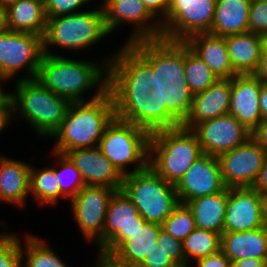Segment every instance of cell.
<instances>
[{
    "label": "cell",
    "mask_w": 267,
    "mask_h": 267,
    "mask_svg": "<svg viewBox=\"0 0 267 267\" xmlns=\"http://www.w3.org/2000/svg\"><path fill=\"white\" fill-rule=\"evenodd\" d=\"M128 45L152 68L149 96L165 105L182 124L193 100L185 78L184 41L161 37L137 40Z\"/></svg>",
    "instance_id": "1"
},
{
    "label": "cell",
    "mask_w": 267,
    "mask_h": 267,
    "mask_svg": "<svg viewBox=\"0 0 267 267\" xmlns=\"http://www.w3.org/2000/svg\"><path fill=\"white\" fill-rule=\"evenodd\" d=\"M88 101L72 102L66 117L51 138L53 151L65 154L72 149L99 146L107 126L116 117L108 88H98Z\"/></svg>",
    "instance_id": "2"
},
{
    "label": "cell",
    "mask_w": 267,
    "mask_h": 267,
    "mask_svg": "<svg viewBox=\"0 0 267 267\" xmlns=\"http://www.w3.org/2000/svg\"><path fill=\"white\" fill-rule=\"evenodd\" d=\"M36 79L46 88L71 102L85 101L92 88H108V62L86 61L44 54Z\"/></svg>",
    "instance_id": "3"
},
{
    "label": "cell",
    "mask_w": 267,
    "mask_h": 267,
    "mask_svg": "<svg viewBox=\"0 0 267 267\" xmlns=\"http://www.w3.org/2000/svg\"><path fill=\"white\" fill-rule=\"evenodd\" d=\"M8 98L11 115L18 112L41 136L51 137L60 127L70 104L65 97L46 88L36 78L18 79Z\"/></svg>",
    "instance_id": "4"
},
{
    "label": "cell",
    "mask_w": 267,
    "mask_h": 267,
    "mask_svg": "<svg viewBox=\"0 0 267 267\" xmlns=\"http://www.w3.org/2000/svg\"><path fill=\"white\" fill-rule=\"evenodd\" d=\"M203 154L198 138L191 129L179 126L150 133L149 165L173 185Z\"/></svg>",
    "instance_id": "5"
},
{
    "label": "cell",
    "mask_w": 267,
    "mask_h": 267,
    "mask_svg": "<svg viewBox=\"0 0 267 267\" xmlns=\"http://www.w3.org/2000/svg\"><path fill=\"white\" fill-rule=\"evenodd\" d=\"M122 190L145 221L162 224L178 207L175 185L163 179L150 165L123 177Z\"/></svg>",
    "instance_id": "6"
},
{
    "label": "cell",
    "mask_w": 267,
    "mask_h": 267,
    "mask_svg": "<svg viewBox=\"0 0 267 267\" xmlns=\"http://www.w3.org/2000/svg\"><path fill=\"white\" fill-rule=\"evenodd\" d=\"M108 35L102 6L95 10H79L77 13L47 18L43 51L44 54L58 55L49 50L51 45L69 51L89 49Z\"/></svg>",
    "instance_id": "7"
},
{
    "label": "cell",
    "mask_w": 267,
    "mask_h": 267,
    "mask_svg": "<svg viewBox=\"0 0 267 267\" xmlns=\"http://www.w3.org/2000/svg\"><path fill=\"white\" fill-rule=\"evenodd\" d=\"M149 139L147 130L115 117L103 133L98 147L125 176L149 165ZM130 164H135V167L127 171Z\"/></svg>",
    "instance_id": "8"
},
{
    "label": "cell",
    "mask_w": 267,
    "mask_h": 267,
    "mask_svg": "<svg viewBox=\"0 0 267 267\" xmlns=\"http://www.w3.org/2000/svg\"><path fill=\"white\" fill-rule=\"evenodd\" d=\"M108 62V91L113 101H142L152 88V68L128 45Z\"/></svg>",
    "instance_id": "9"
},
{
    "label": "cell",
    "mask_w": 267,
    "mask_h": 267,
    "mask_svg": "<svg viewBox=\"0 0 267 267\" xmlns=\"http://www.w3.org/2000/svg\"><path fill=\"white\" fill-rule=\"evenodd\" d=\"M43 55V37L39 35L10 30L0 34V74L6 81L23 68L26 76L19 80L36 78Z\"/></svg>",
    "instance_id": "10"
},
{
    "label": "cell",
    "mask_w": 267,
    "mask_h": 267,
    "mask_svg": "<svg viewBox=\"0 0 267 267\" xmlns=\"http://www.w3.org/2000/svg\"><path fill=\"white\" fill-rule=\"evenodd\" d=\"M216 0H170L162 25V37L185 41L191 35L210 32Z\"/></svg>",
    "instance_id": "11"
},
{
    "label": "cell",
    "mask_w": 267,
    "mask_h": 267,
    "mask_svg": "<svg viewBox=\"0 0 267 267\" xmlns=\"http://www.w3.org/2000/svg\"><path fill=\"white\" fill-rule=\"evenodd\" d=\"M116 189L85 185L71 200V210L84 238L103 247V229L108 203Z\"/></svg>",
    "instance_id": "12"
},
{
    "label": "cell",
    "mask_w": 267,
    "mask_h": 267,
    "mask_svg": "<svg viewBox=\"0 0 267 267\" xmlns=\"http://www.w3.org/2000/svg\"><path fill=\"white\" fill-rule=\"evenodd\" d=\"M101 6L109 34L124 22L135 26L125 44L162 37L161 22L148 11L142 0H104Z\"/></svg>",
    "instance_id": "13"
},
{
    "label": "cell",
    "mask_w": 267,
    "mask_h": 267,
    "mask_svg": "<svg viewBox=\"0 0 267 267\" xmlns=\"http://www.w3.org/2000/svg\"><path fill=\"white\" fill-rule=\"evenodd\" d=\"M267 156L252 137L218 157L221 175L227 188L252 187Z\"/></svg>",
    "instance_id": "14"
},
{
    "label": "cell",
    "mask_w": 267,
    "mask_h": 267,
    "mask_svg": "<svg viewBox=\"0 0 267 267\" xmlns=\"http://www.w3.org/2000/svg\"><path fill=\"white\" fill-rule=\"evenodd\" d=\"M191 130L203 153L215 157L245 143L252 133L230 114L199 122Z\"/></svg>",
    "instance_id": "15"
},
{
    "label": "cell",
    "mask_w": 267,
    "mask_h": 267,
    "mask_svg": "<svg viewBox=\"0 0 267 267\" xmlns=\"http://www.w3.org/2000/svg\"><path fill=\"white\" fill-rule=\"evenodd\" d=\"M144 222L127 194L116 190L108 203L101 250L113 253Z\"/></svg>",
    "instance_id": "16"
},
{
    "label": "cell",
    "mask_w": 267,
    "mask_h": 267,
    "mask_svg": "<svg viewBox=\"0 0 267 267\" xmlns=\"http://www.w3.org/2000/svg\"><path fill=\"white\" fill-rule=\"evenodd\" d=\"M227 187L223 182L218 157L203 154L175 185L181 204L206 195L216 194Z\"/></svg>",
    "instance_id": "17"
},
{
    "label": "cell",
    "mask_w": 267,
    "mask_h": 267,
    "mask_svg": "<svg viewBox=\"0 0 267 267\" xmlns=\"http://www.w3.org/2000/svg\"><path fill=\"white\" fill-rule=\"evenodd\" d=\"M264 196L252 187L228 188L223 232L251 231L263 227Z\"/></svg>",
    "instance_id": "18"
},
{
    "label": "cell",
    "mask_w": 267,
    "mask_h": 267,
    "mask_svg": "<svg viewBox=\"0 0 267 267\" xmlns=\"http://www.w3.org/2000/svg\"><path fill=\"white\" fill-rule=\"evenodd\" d=\"M80 171L85 185L107 186L122 189L123 175L96 147L72 149L65 153Z\"/></svg>",
    "instance_id": "19"
},
{
    "label": "cell",
    "mask_w": 267,
    "mask_h": 267,
    "mask_svg": "<svg viewBox=\"0 0 267 267\" xmlns=\"http://www.w3.org/2000/svg\"><path fill=\"white\" fill-rule=\"evenodd\" d=\"M261 86L262 82L255 74H237L231 79L228 114L251 132L263 120L259 105Z\"/></svg>",
    "instance_id": "20"
},
{
    "label": "cell",
    "mask_w": 267,
    "mask_h": 267,
    "mask_svg": "<svg viewBox=\"0 0 267 267\" xmlns=\"http://www.w3.org/2000/svg\"><path fill=\"white\" fill-rule=\"evenodd\" d=\"M116 118L133 123L149 133L181 126L165 105L148 95L142 101H113Z\"/></svg>",
    "instance_id": "21"
},
{
    "label": "cell",
    "mask_w": 267,
    "mask_h": 267,
    "mask_svg": "<svg viewBox=\"0 0 267 267\" xmlns=\"http://www.w3.org/2000/svg\"><path fill=\"white\" fill-rule=\"evenodd\" d=\"M231 79H219L206 90L193 94L192 106L182 127L192 129L197 123L228 114Z\"/></svg>",
    "instance_id": "22"
},
{
    "label": "cell",
    "mask_w": 267,
    "mask_h": 267,
    "mask_svg": "<svg viewBox=\"0 0 267 267\" xmlns=\"http://www.w3.org/2000/svg\"><path fill=\"white\" fill-rule=\"evenodd\" d=\"M185 42L218 79H232L237 75L224 37L209 32L197 33L188 37Z\"/></svg>",
    "instance_id": "23"
},
{
    "label": "cell",
    "mask_w": 267,
    "mask_h": 267,
    "mask_svg": "<svg viewBox=\"0 0 267 267\" xmlns=\"http://www.w3.org/2000/svg\"><path fill=\"white\" fill-rule=\"evenodd\" d=\"M30 169L26 162L0 156V201L25 206L30 194Z\"/></svg>",
    "instance_id": "24"
},
{
    "label": "cell",
    "mask_w": 267,
    "mask_h": 267,
    "mask_svg": "<svg viewBox=\"0 0 267 267\" xmlns=\"http://www.w3.org/2000/svg\"><path fill=\"white\" fill-rule=\"evenodd\" d=\"M221 251L231 263L244 258L267 260V229L263 226L251 231L223 232Z\"/></svg>",
    "instance_id": "25"
},
{
    "label": "cell",
    "mask_w": 267,
    "mask_h": 267,
    "mask_svg": "<svg viewBox=\"0 0 267 267\" xmlns=\"http://www.w3.org/2000/svg\"><path fill=\"white\" fill-rule=\"evenodd\" d=\"M228 54L237 74H254L267 39L252 32L225 36Z\"/></svg>",
    "instance_id": "26"
},
{
    "label": "cell",
    "mask_w": 267,
    "mask_h": 267,
    "mask_svg": "<svg viewBox=\"0 0 267 267\" xmlns=\"http://www.w3.org/2000/svg\"><path fill=\"white\" fill-rule=\"evenodd\" d=\"M249 0H216L210 34L229 36L248 32Z\"/></svg>",
    "instance_id": "27"
},
{
    "label": "cell",
    "mask_w": 267,
    "mask_h": 267,
    "mask_svg": "<svg viewBox=\"0 0 267 267\" xmlns=\"http://www.w3.org/2000/svg\"><path fill=\"white\" fill-rule=\"evenodd\" d=\"M6 9L10 31L44 36L47 23L44 0H17Z\"/></svg>",
    "instance_id": "28"
},
{
    "label": "cell",
    "mask_w": 267,
    "mask_h": 267,
    "mask_svg": "<svg viewBox=\"0 0 267 267\" xmlns=\"http://www.w3.org/2000/svg\"><path fill=\"white\" fill-rule=\"evenodd\" d=\"M228 188L212 195L192 199L186 203L192 211L196 228L223 233Z\"/></svg>",
    "instance_id": "29"
},
{
    "label": "cell",
    "mask_w": 267,
    "mask_h": 267,
    "mask_svg": "<svg viewBox=\"0 0 267 267\" xmlns=\"http://www.w3.org/2000/svg\"><path fill=\"white\" fill-rule=\"evenodd\" d=\"M160 224L145 221L113 253L132 267H139L157 246Z\"/></svg>",
    "instance_id": "30"
},
{
    "label": "cell",
    "mask_w": 267,
    "mask_h": 267,
    "mask_svg": "<svg viewBox=\"0 0 267 267\" xmlns=\"http://www.w3.org/2000/svg\"><path fill=\"white\" fill-rule=\"evenodd\" d=\"M183 250L185 267L191 260L213 255L221 250V235L219 233L195 228L184 240Z\"/></svg>",
    "instance_id": "31"
},
{
    "label": "cell",
    "mask_w": 267,
    "mask_h": 267,
    "mask_svg": "<svg viewBox=\"0 0 267 267\" xmlns=\"http://www.w3.org/2000/svg\"><path fill=\"white\" fill-rule=\"evenodd\" d=\"M30 169V195L34 196L37 203L56 204L60 197L66 198L60 190L55 167H45L43 169Z\"/></svg>",
    "instance_id": "32"
},
{
    "label": "cell",
    "mask_w": 267,
    "mask_h": 267,
    "mask_svg": "<svg viewBox=\"0 0 267 267\" xmlns=\"http://www.w3.org/2000/svg\"><path fill=\"white\" fill-rule=\"evenodd\" d=\"M24 242L23 245L26 248L21 242V253L23 261L26 260L22 267H68L60 256L40 238L26 234Z\"/></svg>",
    "instance_id": "33"
},
{
    "label": "cell",
    "mask_w": 267,
    "mask_h": 267,
    "mask_svg": "<svg viewBox=\"0 0 267 267\" xmlns=\"http://www.w3.org/2000/svg\"><path fill=\"white\" fill-rule=\"evenodd\" d=\"M184 68L185 78L193 94L206 90L219 80L211 69L189 48L185 41Z\"/></svg>",
    "instance_id": "34"
},
{
    "label": "cell",
    "mask_w": 267,
    "mask_h": 267,
    "mask_svg": "<svg viewBox=\"0 0 267 267\" xmlns=\"http://www.w3.org/2000/svg\"><path fill=\"white\" fill-rule=\"evenodd\" d=\"M53 157H57L60 170L55 168V175L60 186L61 193L71 200L84 186L80 171L72 161L65 155L52 151Z\"/></svg>",
    "instance_id": "35"
},
{
    "label": "cell",
    "mask_w": 267,
    "mask_h": 267,
    "mask_svg": "<svg viewBox=\"0 0 267 267\" xmlns=\"http://www.w3.org/2000/svg\"><path fill=\"white\" fill-rule=\"evenodd\" d=\"M161 227L173 238L183 241L196 228V225L192 211L186 204L180 203Z\"/></svg>",
    "instance_id": "36"
},
{
    "label": "cell",
    "mask_w": 267,
    "mask_h": 267,
    "mask_svg": "<svg viewBox=\"0 0 267 267\" xmlns=\"http://www.w3.org/2000/svg\"><path fill=\"white\" fill-rule=\"evenodd\" d=\"M17 234H0V267H22L21 240Z\"/></svg>",
    "instance_id": "37"
},
{
    "label": "cell",
    "mask_w": 267,
    "mask_h": 267,
    "mask_svg": "<svg viewBox=\"0 0 267 267\" xmlns=\"http://www.w3.org/2000/svg\"><path fill=\"white\" fill-rule=\"evenodd\" d=\"M248 32L261 35L267 39V1L251 3Z\"/></svg>",
    "instance_id": "38"
},
{
    "label": "cell",
    "mask_w": 267,
    "mask_h": 267,
    "mask_svg": "<svg viewBox=\"0 0 267 267\" xmlns=\"http://www.w3.org/2000/svg\"><path fill=\"white\" fill-rule=\"evenodd\" d=\"M157 245L179 266L185 267L183 241L173 238L163 229L158 234Z\"/></svg>",
    "instance_id": "39"
},
{
    "label": "cell",
    "mask_w": 267,
    "mask_h": 267,
    "mask_svg": "<svg viewBox=\"0 0 267 267\" xmlns=\"http://www.w3.org/2000/svg\"><path fill=\"white\" fill-rule=\"evenodd\" d=\"M89 2L92 0H44L45 15L51 18L77 13L81 6Z\"/></svg>",
    "instance_id": "40"
},
{
    "label": "cell",
    "mask_w": 267,
    "mask_h": 267,
    "mask_svg": "<svg viewBox=\"0 0 267 267\" xmlns=\"http://www.w3.org/2000/svg\"><path fill=\"white\" fill-rule=\"evenodd\" d=\"M139 267H179L160 247L154 246Z\"/></svg>",
    "instance_id": "41"
},
{
    "label": "cell",
    "mask_w": 267,
    "mask_h": 267,
    "mask_svg": "<svg viewBox=\"0 0 267 267\" xmlns=\"http://www.w3.org/2000/svg\"><path fill=\"white\" fill-rule=\"evenodd\" d=\"M195 267H230V259L220 250L219 252L207 257L199 258ZM190 267H192L190 265Z\"/></svg>",
    "instance_id": "42"
},
{
    "label": "cell",
    "mask_w": 267,
    "mask_h": 267,
    "mask_svg": "<svg viewBox=\"0 0 267 267\" xmlns=\"http://www.w3.org/2000/svg\"><path fill=\"white\" fill-rule=\"evenodd\" d=\"M148 11L161 23L165 20L170 0H142ZM157 16V17H156ZM161 16V18H159ZM163 16V17H162Z\"/></svg>",
    "instance_id": "43"
},
{
    "label": "cell",
    "mask_w": 267,
    "mask_h": 267,
    "mask_svg": "<svg viewBox=\"0 0 267 267\" xmlns=\"http://www.w3.org/2000/svg\"><path fill=\"white\" fill-rule=\"evenodd\" d=\"M98 253L95 267H132L126 261L119 259L114 253L105 252L101 249H99Z\"/></svg>",
    "instance_id": "44"
},
{
    "label": "cell",
    "mask_w": 267,
    "mask_h": 267,
    "mask_svg": "<svg viewBox=\"0 0 267 267\" xmlns=\"http://www.w3.org/2000/svg\"><path fill=\"white\" fill-rule=\"evenodd\" d=\"M252 188L258 191L261 195H267V156L263 162L258 176L252 185Z\"/></svg>",
    "instance_id": "45"
},
{
    "label": "cell",
    "mask_w": 267,
    "mask_h": 267,
    "mask_svg": "<svg viewBox=\"0 0 267 267\" xmlns=\"http://www.w3.org/2000/svg\"><path fill=\"white\" fill-rule=\"evenodd\" d=\"M13 118L11 115V106L9 98L0 99V133L5 127L9 126L10 119Z\"/></svg>",
    "instance_id": "46"
},
{
    "label": "cell",
    "mask_w": 267,
    "mask_h": 267,
    "mask_svg": "<svg viewBox=\"0 0 267 267\" xmlns=\"http://www.w3.org/2000/svg\"><path fill=\"white\" fill-rule=\"evenodd\" d=\"M251 137L267 152V119H264L252 131Z\"/></svg>",
    "instance_id": "47"
},
{
    "label": "cell",
    "mask_w": 267,
    "mask_h": 267,
    "mask_svg": "<svg viewBox=\"0 0 267 267\" xmlns=\"http://www.w3.org/2000/svg\"><path fill=\"white\" fill-rule=\"evenodd\" d=\"M263 83H267V41L264 44L260 64L257 71L254 73Z\"/></svg>",
    "instance_id": "48"
},
{
    "label": "cell",
    "mask_w": 267,
    "mask_h": 267,
    "mask_svg": "<svg viewBox=\"0 0 267 267\" xmlns=\"http://www.w3.org/2000/svg\"><path fill=\"white\" fill-rule=\"evenodd\" d=\"M230 267H267V260L244 258L231 263Z\"/></svg>",
    "instance_id": "49"
},
{
    "label": "cell",
    "mask_w": 267,
    "mask_h": 267,
    "mask_svg": "<svg viewBox=\"0 0 267 267\" xmlns=\"http://www.w3.org/2000/svg\"><path fill=\"white\" fill-rule=\"evenodd\" d=\"M259 105L263 120L267 119V83L262 82L261 91L259 95Z\"/></svg>",
    "instance_id": "50"
},
{
    "label": "cell",
    "mask_w": 267,
    "mask_h": 267,
    "mask_svg": "<svg viewBox=\"0 0 267 267\" xmlns=\"http://www.w3.org/2000/svg\"><path fill=\"white\" fill-rule=\"evenodd\" d=\"M8 30L7 9L6 7L0 5V34H3Z\"/></svg>",
    "instance_id": "51"
},
{
    "label": "cell",
    "mask_w": 267,
    "mask_h": 267,
    "mask_svg": "<svg viewBox=\"0 0 267 267\" xmlns=\"http://www.w3.org/2000/svg\"><path fill=\"white\" fill-rule=\"evenodd\" d=\"M263 226L267 229V195L263 199Z\"/></svg>",
    "instance_id": "52"
},
{
    "label": "cell",
    "mask_w": 267,
    "mask_h": 267,
    "mask_svg": "<svg viewBox=\"0 0 267 267\" xmlns=\"http://www.w3.org/2000/svg\"><path fill=\"white\" fill-rule=\"evenodd\" d=\"M6 82V80L1 76L0 74V99L1 98H7L9 95V92H5L2 88H1V82Z\"/></svg>",
    "instance_id": "53"
},
{
    "label": "cell",
    "mask_w": 267,
    "mask_h": 267,
    "mask_svg": "<svg viewBox=\"0 0 267 267\" xmlns=\"http://www.w3.org/2000/svg\"><path fill=\"white\" fill-rule=\"evenodd\" d=\"M17 0H0V5L4 7H8L9 5L15 3Z\"/></svg>",
    "instance_id": "54"
},
{
    "label": "cell",
    "mask_w": 267,
    "mask_h": 267,
    "mask_svg": "<svg viewBox=\"0 0 267 267\" xmlns=\"http://www.w3.org/2000/svg\"><path fill=\"white\" fill-rule=\"evenodd\" d=\"M251 3L253 2H259V1H267V0H249Z\"/></svg>",
    "instance_id": "55"
}]
</instances>
